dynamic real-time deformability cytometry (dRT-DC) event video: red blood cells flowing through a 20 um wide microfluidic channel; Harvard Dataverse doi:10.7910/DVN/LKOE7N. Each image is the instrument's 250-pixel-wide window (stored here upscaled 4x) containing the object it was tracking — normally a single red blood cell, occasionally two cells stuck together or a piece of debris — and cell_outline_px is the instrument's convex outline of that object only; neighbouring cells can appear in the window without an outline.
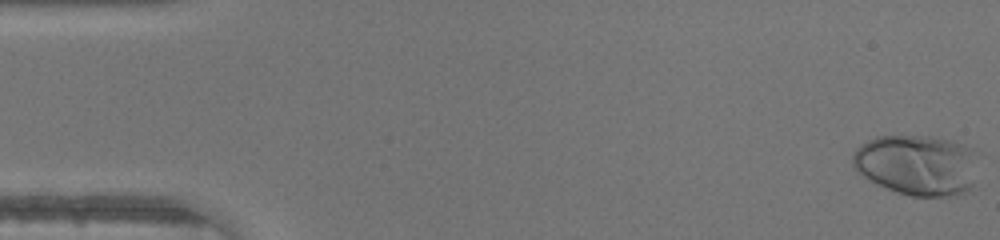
{"species": "human", "species_latin": "Homo sapiens", "temperature_condition": "warm", "stored_images_in_passage": 47, "camera_frame_rate_fps": 3000, "um_per_image_px": 0.085, "donor": {"sex": "male"}, "frame": {"image": 1, "passage_image": 1, "time_ms": 0.0, "image_size_px": [1000, 240], "cell_outline_px": [[972, 184], [964, 192], [948, 196], [912, 196], [896, 192], [864, 176], [852, 164], [852, 156], [856, 148], [860, 144], [876, 136], [928, 136], [952, 140], [964, 144], [972, 148]], "centroid_in_image_um": [77.88, 13.99], "position_along_channel_um": 7.1, "area_um2": 43.41}}
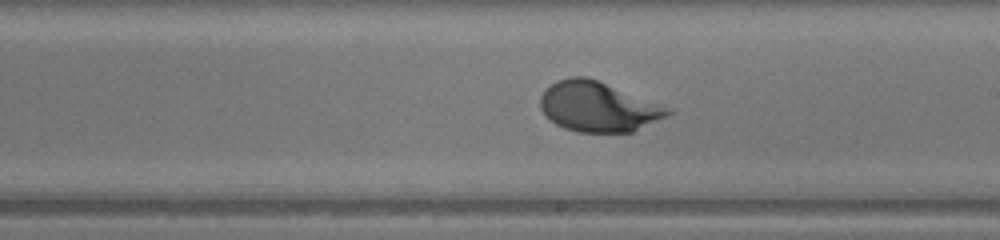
{"frame": {"image": 2, "passage_image": 27, "time_ms": 8.667, "image_size_px": [1000, 240], "cell_outline_px": [[676, 112], [632, 132], [580, 132], [564, 128], [556, 124], [540, 108], [540, 96], [544, 88], [556, 80], [568, 76], [588, 76], [672, 108]], "centroid_in_image_um": [50.85, 9.05], "position_along_channel_um": 238.1, "area_um2": 37.4}}
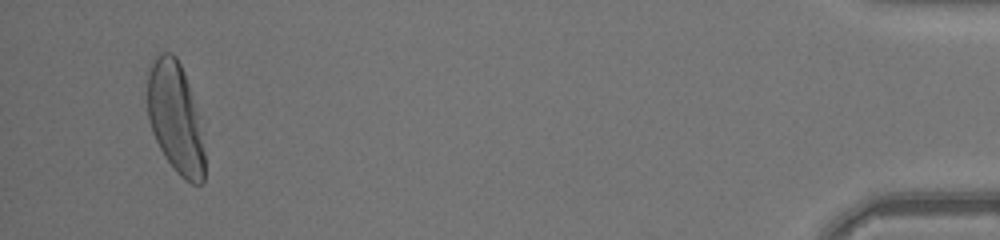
{"frame": {"image": 3, "passage_image": 45, "time_ms": 14.667, "image_size_px": [1000, 240], "cell_outline_px": [[204, 180], [200, 184], [192, 184], [184, 180], [176, 172], [164, 156], [152, 132], [148, 120], [148, 68], [156, 56], [160, 52], [172, 52], [176, 56], [184, 72], [188, 84], [196, 112], [204, 152]], "centroid_in_image_um": [14.88, 10.02], "position_along_channel_um": 420.3, "area_um2": 36.47}}